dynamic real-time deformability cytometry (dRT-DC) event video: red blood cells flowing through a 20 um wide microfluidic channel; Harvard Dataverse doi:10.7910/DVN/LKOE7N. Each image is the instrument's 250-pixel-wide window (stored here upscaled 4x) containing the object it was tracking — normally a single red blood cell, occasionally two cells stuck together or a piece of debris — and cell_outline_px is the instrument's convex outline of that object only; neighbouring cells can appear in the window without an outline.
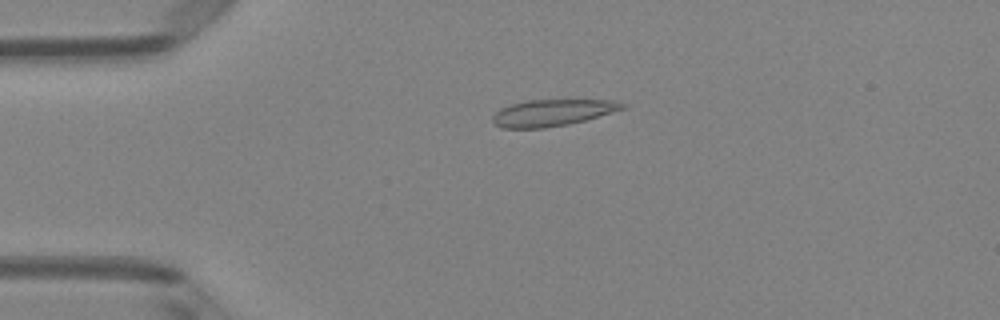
{"species": "Egyptian fruit bat (a non-hibernating species)", "species_latin": "Rousettus aegyptiacus", "temperature_condition": "room temperature", "stored_images_in_passage": 42, "camera_frame_rate_fps": 3000, "um_per_image_px": 0.085, "animal": {"sex": "female"}, "frame": {"image": 1, "passage_image": 3, "time_ms": 0.667, "image_size_px": [1000, 320], "cell_outline_px": [[628, 104], [624, 108], [612, 112], [584, 120], [568, 124], [544, 128], [500, 128], [492, 120], [492, 116], [500, 108], [512, 104], [528, 100], [616, 100]], "centroid_in_image_um": [46.95, 9.58], "position_along_channel_um": 38.1, "area_um2": 20.0}}
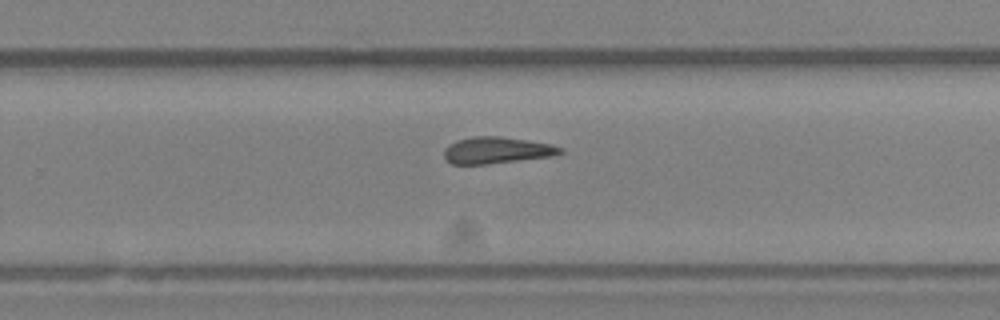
{"frame": {"image": 2, "passage_image": 24, "time_ms": 7.667, "image_size_px": [1000, 320], "cell_outline_px": [[564, 152], [552, 156], [488, 164], [452, 164], [444, 156], [444, 148], [448, 144], [456, 140], [472, 136], [500, 136], [552, 144], [564, 148]], "centroid_in_image_um": [42.22, 12.76], "position_along_channel_um": 287.6, "area_um2": 18.09}}
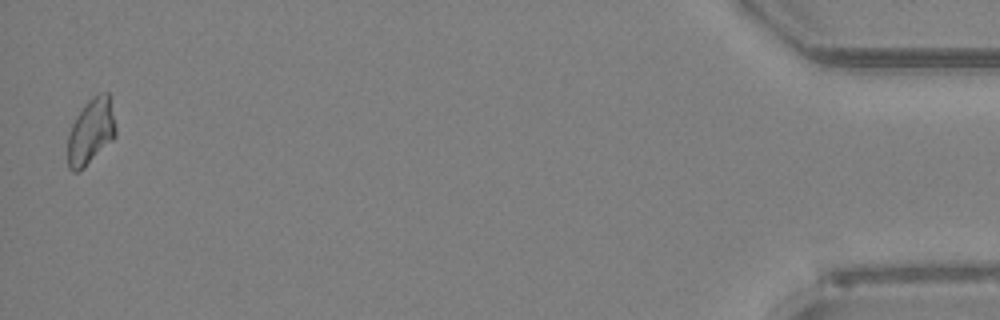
{"frame": {"image": 3, "passage_image": 41, "time_ms": 13.333, "image_size_px": [1000, 320], "cell_outline_px": [[116, 136], [84, 168], [76, 172], [72, 172], [68, 168], [68, 136], [72, 124], [76, 116], [84, 104], [92, 96], [100, 92], [108, 92], [116, 128]], "centroid_in_image_um": [7.72, 11.18], "position_along_channel_um": 427.5, "area_um2": 18.38}, "authors_computed_cell_mechanics": {"area_um2": 18.4093, "velocity_mm_per_s": 4.0521, "shape_relaxation_time_tau1_ms": null, "shape_relaxation_time_tau2_ms": 5.1935, "deformation_change_tau1": null, "deformation_change_tau2": 0.1309}}